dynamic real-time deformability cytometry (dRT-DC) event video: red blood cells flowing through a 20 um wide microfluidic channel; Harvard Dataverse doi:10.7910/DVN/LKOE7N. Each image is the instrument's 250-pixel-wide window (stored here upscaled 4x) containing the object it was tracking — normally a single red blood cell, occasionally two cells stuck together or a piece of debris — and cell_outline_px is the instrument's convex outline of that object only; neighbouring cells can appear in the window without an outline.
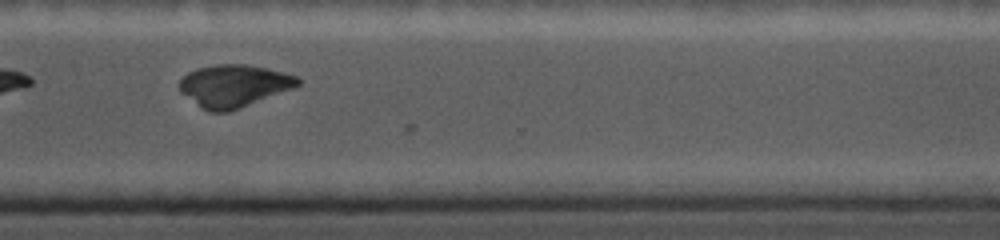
{"species": "common noctule bat (a hibernating species)", "species_latin": "Nyctalus noctula", "temperature_condition": "cold", "stored_images_in_passage": 11, "camera_frame_rate_fps": 5000, "um_per_image_px": 0.085, "animal": {"sex": "female", "body_mass_g": 19.0, "forearm_length_mm": 56.7}, "frame": {"image": 1, "passage_image": 10, "time_ms": 9.0, "image_size_px": [1000, 240], "cell_outline_px": [[300, 84], [292, 88], [228, 112], [208, 112], [200, 108], [180, 92], [180, 80], [188, 72], [196, 68], [216, 64], [248, 64], [284, 72], [296, 76], [300, 80]], "centroid_in_image_um": [19.83, 7.29], "position_along_channel_um": 350.8, "area_um2": 29.07}}